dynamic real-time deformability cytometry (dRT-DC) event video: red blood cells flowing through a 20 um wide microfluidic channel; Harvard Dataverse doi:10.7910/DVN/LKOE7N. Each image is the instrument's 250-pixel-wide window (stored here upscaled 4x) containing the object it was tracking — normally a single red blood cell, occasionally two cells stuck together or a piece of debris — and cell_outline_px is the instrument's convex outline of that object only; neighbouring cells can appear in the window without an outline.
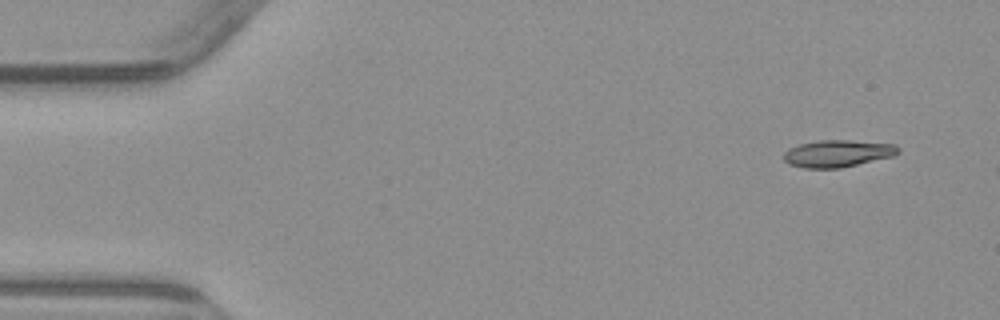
{"species": "common noctule bat (a hibernating species)", "species_latin": "Nyctalus noctula", "temperature_condition": "warm", "stored_images_in_passage": 3, "camera_frame_rate_fps": 3000, "um_per_image_px": 0.085, "animal": {"sex": "male", "body_mass_g": 23.1, "forearm_length_mm": 52.7}, "frame": {"image": 1, "passage_image": 1, "time_ms": 0.0, "image_size_px": [1000, 320], "cell_outline_px": [[900, 152], [896, 156], [840, 168], [804, 168], [788, 164], [784, 160], [784, 152], [788, 148], [800, 144], [820, 140], [852, 140], [896, 144], [900, 148]], "centroid_in_image_um": [71.24, 13.04], "position_along_channel_um": 13.8, "area_um2": 18.32}}